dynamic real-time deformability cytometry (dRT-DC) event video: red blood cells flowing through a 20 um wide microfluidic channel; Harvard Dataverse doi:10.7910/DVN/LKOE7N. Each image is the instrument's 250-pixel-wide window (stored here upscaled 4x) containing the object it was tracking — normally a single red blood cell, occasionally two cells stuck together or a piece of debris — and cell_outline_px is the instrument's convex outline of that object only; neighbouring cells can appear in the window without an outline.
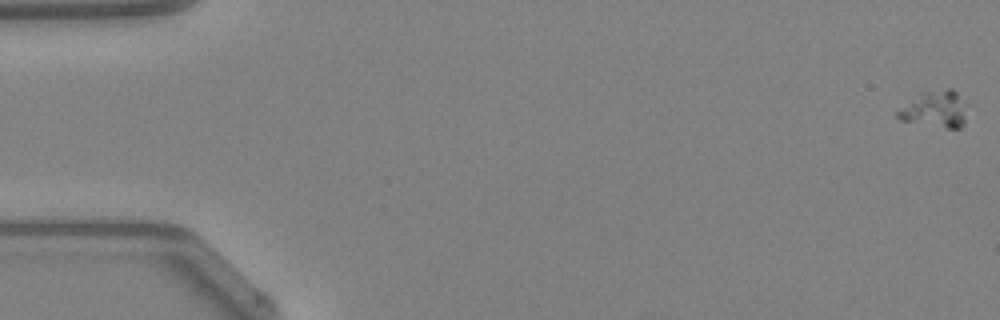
{"species": "Egyptian fruit bat (a non-hibernating species)", "species_latin": "Rousettus aegyptiacus", "temperature_condition": "warm", "stored_images_in_passage": 49, "camera_frame_rate_fps": 3000, "um_per_image_px": 0.085, "animal": {"sex": "female"}, "frame": {"image": 1, "passage_image": 1, "time_ms": 0.0, "image_size_px": [1000, 320], "cell_outline_px": [[968, 104], [964, 124], [960, 128], [948, 128], [900, 120], [896, 116], [896, 112], [900, 108], [924, 92], [948, 88], [952, 88]], "centroid_in_image_um": [79.55, 9.29], "position_along_channel_um": 5.5, "area_um2": 14.68}}
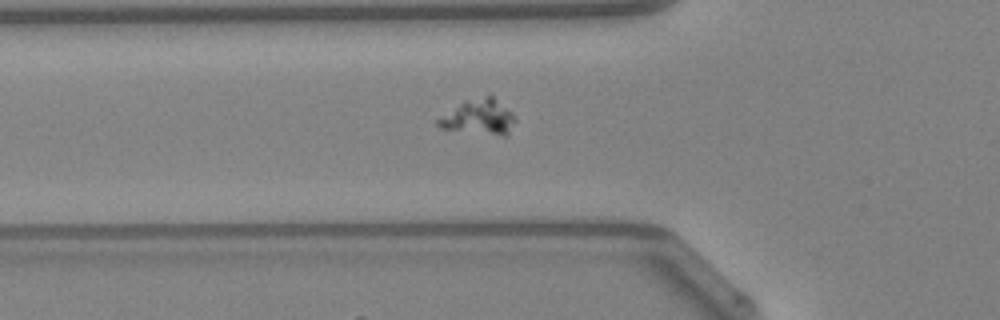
{"frame": {"image": 2, "passage_image": 18, "time_ms": 5.667, "image_size_px": [1000, 320], "cell_outline_px": [[516, 120], [508, 136], [504, 136], [440, 128], [436, 124], [436, 120], [460, 104], [484, 96], [492, 96], [512, 112]], "centroid_in_image_um": [40.76, 9.99], "position_along_channel_um": 85.0, "area_um2": 15.32}}
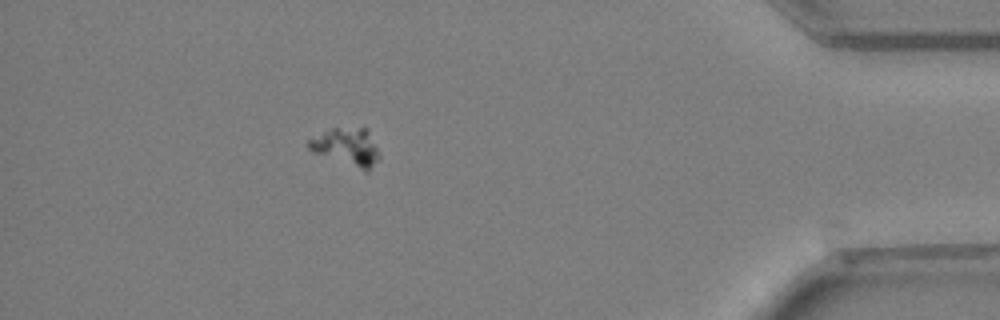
{"frame": {"image": 3, "passage_image": 44, "time_ms": 14.333, "image_size_px": [1000, 320], "cell_outline_px": [[380, 160], [368, 172], [364, 172], [312, 152], [308, 148], [308, 140], [332, 128], [368, 128], [380, 152]], "centroid_in_image_um": [29.54, 12.53], "position_along_channel_um": 405.7, "area_um2": 15.9}}